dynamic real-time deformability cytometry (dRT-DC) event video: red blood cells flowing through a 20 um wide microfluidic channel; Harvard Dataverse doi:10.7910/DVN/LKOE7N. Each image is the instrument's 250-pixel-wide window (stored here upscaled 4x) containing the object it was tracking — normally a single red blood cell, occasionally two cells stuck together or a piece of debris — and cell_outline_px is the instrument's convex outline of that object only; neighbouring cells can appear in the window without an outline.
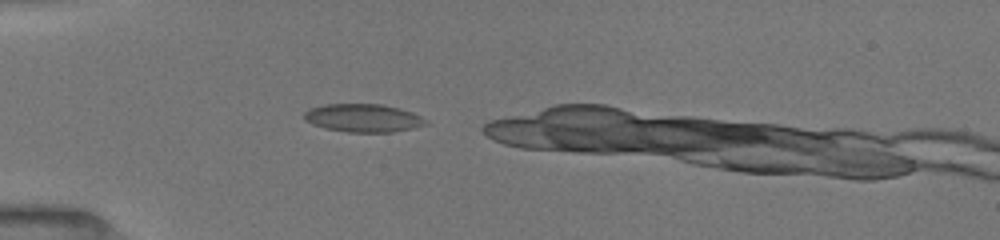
{"species": "common noctule bat (a hibernating species)", "species_latin": "Nyctalus noctula", "temperature_condition": "room temperature", "stored_images_in_passage": 4, "camera_frame_rate_fps": 3000, "um_per_image_px": 0.085, "animal": {"sex": "female", "body_mass_g": 19.5, "forearm_length_mm": 54.1}, "frame": {"image": 1, "passage_image": 1, "time_ms": 0.0, "image_size_px": [1000, 240], "cell_outline_px": [[428, 124], [412, 128], [392, 132], [348, 132], [324, 128], [312, 124], [304, 120], [304, 112], [308, 108], [324, 104], [380, 104], [412, 112], [428, 120]], "centroid_in_image_um": [30.83, 10.03], "position_along_channel_um": 54.2, "area_um2": 19.94}}
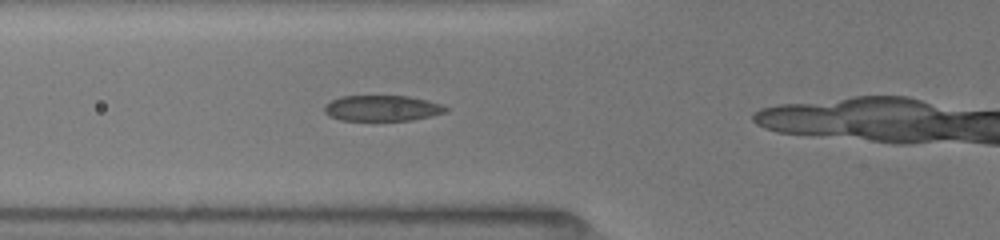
{"frame": {"image": 2, "passage_image": 4, "time_ms": 1.333, "image_size_px": [1000, 240], "cell_outline_px": [[448, 112], [412, 120], [340, 120], [328, 116], [324, 112], [324, 104], [340, 96], [408, 96], [428, 100], [444, 104], [448, 108]], "centroid_in_image_um": [32.49, 9.19], "position_along_channel_um": 93.3, "area_um2": 18.38}}